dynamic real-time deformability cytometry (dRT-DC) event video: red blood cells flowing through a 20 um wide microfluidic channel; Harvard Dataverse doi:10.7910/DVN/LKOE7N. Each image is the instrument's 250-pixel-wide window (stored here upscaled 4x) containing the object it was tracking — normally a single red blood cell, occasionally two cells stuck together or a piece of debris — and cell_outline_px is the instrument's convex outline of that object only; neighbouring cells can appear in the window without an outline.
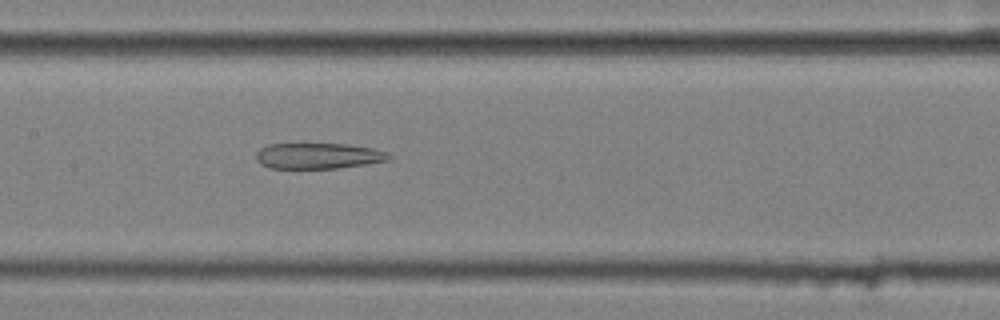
{"species": "common noctule bat (a hibernating species)", "species_latin": "Nyctalus noctula", "temperature_condition": "cold", "stored_images_in_passage": 56, "camera_frame_rate_fps": 3000, "um_per_image_px": 0.085, "animal": {"sex": "female", "body_mass_g": 25.1}, "frame": {"image": 1, "passage_image": 28, "time_ms": 9.0, "image_size_px": [1000, 320], "cell_outline_px": [[392, 156], [388, 160], [364, 164], [336, 168], [268, 168], [260, 164], [256, 160], [256, 152], [260, 148], [268, 144], [348, 144], [376, 148], [388, 152]], "centroid_in_image_um": [27.05, 13.24], "position_along_channel_um": 180.4, "area_um2": 20.06}}
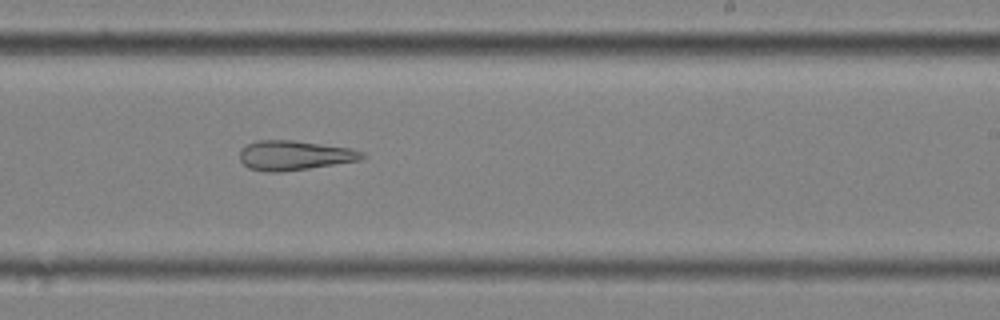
{"frame": {"image": 2, "passage_image": 35, "time_ms": 11.333, "image_size_px": [1000, 320], "cell_outline_px": [[364, 156], [360, 160], [308, 168], [280, 172], [264, 172], [248, 168], [240, 160], [240, 148], [256, 140], [292, 140], [352, 148], [364, 152]], "centroid_in_image_um": [24.99, 13.2], "position_along_channel_um": 264.0, "area_um2": 21.1}}
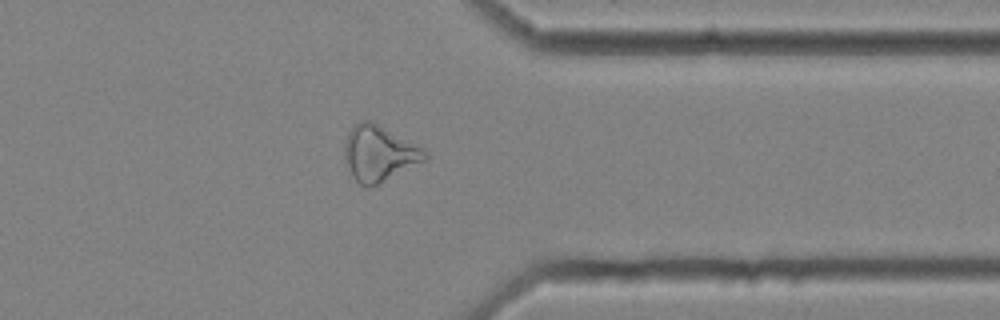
{"frame": {"image": 3, "passage_image": 45, "time_ms": 14.667, "image_size_px": [1000, 320], "cell_outline_px": [[428, 160], [368, 188], [364, 188], [352, 176], [344, 156], [344, 144], [348, 132], [360, 120], [372, 120], [428, 152]], "centroid_in_image_um": [32.22, 13.04], "position_along_channel_um": 379.2, "area_um2": 25.89}, "authors_computed_cell_mechanics": {"area_um2": 27.744, "velocity_mm_per_s": 3.5901, "shape_relaxation_time_tau1_ms": null, "shape_relaxation_time_tau2_ms": 7.6765, "deformation_change_tau1": null, "deformation_change_tau2": 0.2362}}